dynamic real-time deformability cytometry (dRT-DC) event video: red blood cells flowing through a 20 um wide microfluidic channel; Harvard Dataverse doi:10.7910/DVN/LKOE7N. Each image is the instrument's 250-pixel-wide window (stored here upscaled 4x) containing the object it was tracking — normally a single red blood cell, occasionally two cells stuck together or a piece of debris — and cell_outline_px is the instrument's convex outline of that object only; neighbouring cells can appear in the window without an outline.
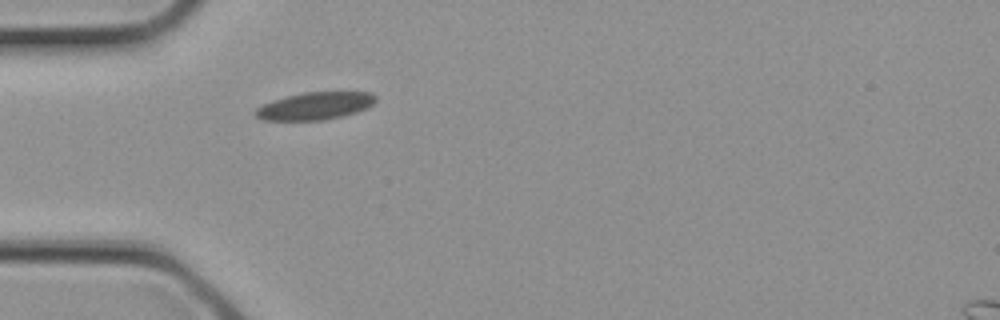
{"species": "common noctule bat (a hibernating species)", "species_latin": "Nyctalus noctula", "temperature_condition": "cold", "stored_images_in_passage": 3, "camera_frame_rate_fps": 3000, "um_per_image_px": 0.085, "animal": {"sex": "female", "body_mass_g": 21.9}, "frame": {"image": 1, "passage_image": 3, "time_ms": 0.667, "image_size_px": [1000, 320], "cell_outline_px": [[376, 100], [368, 108], [356, 112], [324, 120], [264, 120], [256, 116], [252, 112], [256, 108], [272, 100], [304, 92], [372, 92], [376, 96]], "centroid_in_image_um": [26.78, 9.0], "position_along_channel_um": 58.2, "area_um2": 19.19}}